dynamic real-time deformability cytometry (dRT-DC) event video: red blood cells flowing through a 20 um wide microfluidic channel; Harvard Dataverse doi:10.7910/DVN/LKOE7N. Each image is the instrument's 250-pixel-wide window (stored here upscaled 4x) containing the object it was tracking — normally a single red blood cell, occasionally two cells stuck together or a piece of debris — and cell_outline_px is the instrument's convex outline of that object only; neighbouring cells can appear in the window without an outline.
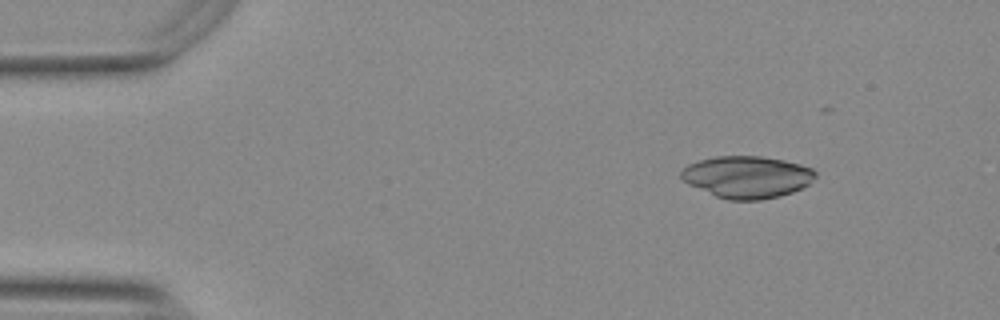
{"species": "Egyptian fruit bat (a non-hibernating species)", "species_latin": "Rousettus aegyptiacus", "temperature_condition": "warm", "stored_images_in_passage": 23, "camera_frame_rate_fps": 3000, "um_per_image_px": 0.085, "animal": {"sex": "female"}, "frame": {"image": 1, "passage_image": 1, "time_ms": 0.0, "image_size_px": [1000, 320], "cell_outline_px": [[816, 176], [808, 184], [792, 192], [780, 196], [760, 200], [728, 200], [716, 196], [688, 184], [680, 176], [680, 172], [688, 164], [700, 160], [716, 156], [764, 156], [784, 160], [800, 164], [812, 168], [816, 172]], "centroid_in_image_um": [63.5, 15.04], "position_along_channel_um": 21.5, "area_um2": 32.83}}
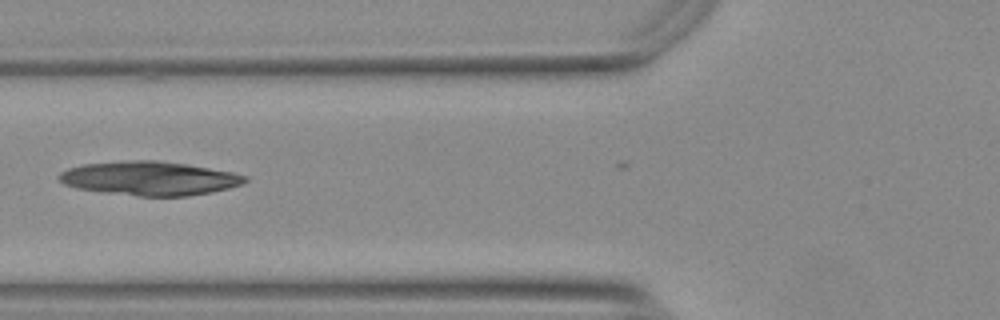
{"frame": {"image": 2, "passage_image": 15, "time_ms": 4.667, "image_size_px": [1000, 320], "cell_outline_px": [[248, 180], [244, 184], [228, 188], [188, 196], [140, 196], [76, 188], [64, 184], [56, 176], [60, 172], [68, 168], [84, 164], [128, 160], [156, 160], [188, 164], [232, 172], [248, 176]], "centroid_in_image_um": [12.72, 15.15], "position_along_channel_um": 113.1, "area_um2": 36.65}}
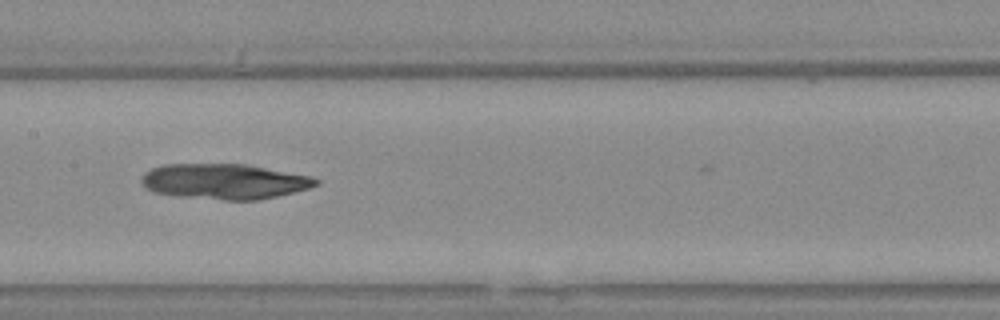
{"frame": {"image": 3, "passage_image": 21, "time_ms": 6.667, "image_size_px": [1000, 320], "cell_outline_px": [[320, 184], [308, 188], [276, 196], [256, 200], [224, 200], [180, 196], [152, 192], [140, 184], [140, 176], [144, 172], [152, 168], [164, 164], [244, 164], [312, 176], [320, 180]], "centroid_in_image_um": [19.03, 15.42], "position_along_channel_um": 188.4, "area_um2": 36.01}}